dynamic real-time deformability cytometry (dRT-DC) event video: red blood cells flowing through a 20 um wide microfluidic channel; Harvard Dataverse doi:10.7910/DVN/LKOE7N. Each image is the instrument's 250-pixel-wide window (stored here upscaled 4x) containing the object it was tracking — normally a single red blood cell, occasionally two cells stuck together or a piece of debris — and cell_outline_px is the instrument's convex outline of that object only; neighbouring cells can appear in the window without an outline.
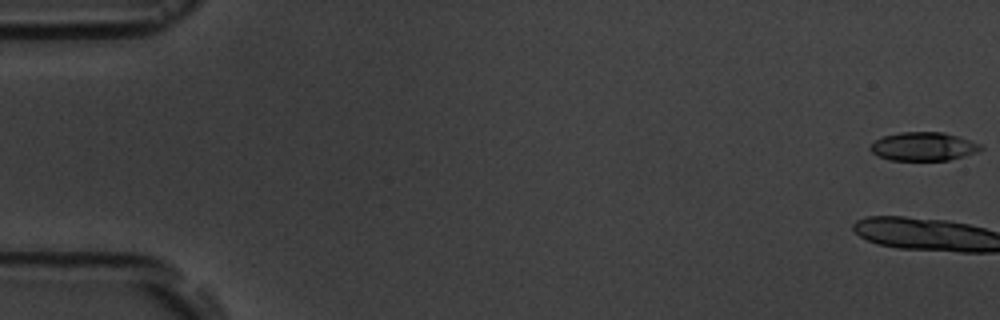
{"species": "common noctule bat (a hibernating species)", "species_latin": "Nyctalus noctula", "temperature_condition": "room temperature", "stored_images_in_passage": 9, "camera_frame_rate_fps": 3000, "um_per_image_px": 0.085, "animal": {"sex": "male", "body_mass_g": 19.5, "forearm_length_mm": 54.6}, "frame": {"image": 1, "passage_image": 1, "time_ms": 0.0, "image_size_px": [1000, 320], "cell_outline_px": [[984, 148], [976, 152], [964, 156], [948, 160], [888, 160], [872, 152], [868, 148], [876, 140], [884, 136], [900, 132], [944, 132], [980, 144]], "centroid_in_image_um": [78.48, 12.45], "position_along_channel_um": 6.5, "area_um2": 18.15}}
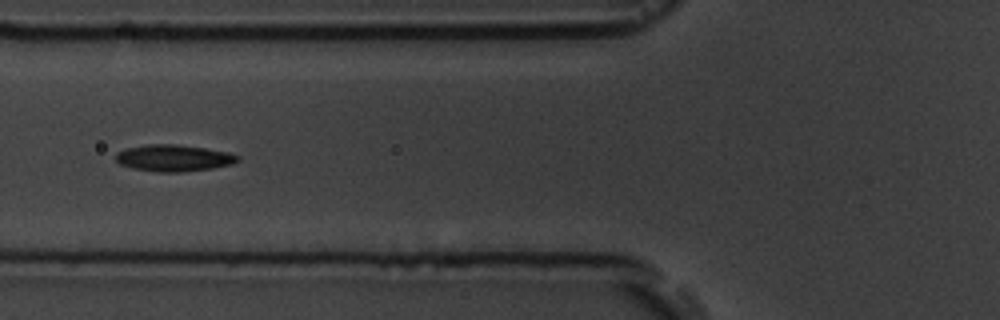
{"frame": {"image": 2, "passage_image": 7, "time_ms": 7.667, "image_size_px": [1000, 320], "cell_outline_px": [[240, 160], [232, 164], [212, 168], [180, 172], [156, 172], [132, 168], [120, 164], [116, 160], [116, 152], [124, 148], [148, 144], [176, 144], [204, 148], [228, 152], [240, 156]], "centroid_in_image_um": [14.75, 13.43], "position_along_channel_um": 111.1, "area_um2": 19.02}}
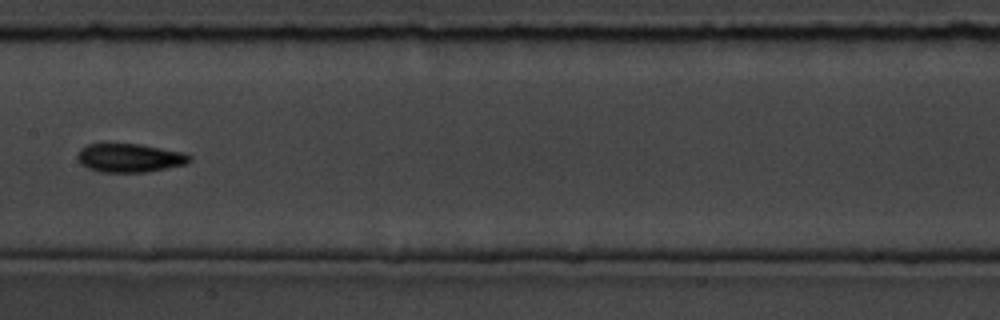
{"frame": {"image": 3, "passage_image": 9, "time_ms": 10.0, "image_size_px": [1000, 320], "cell_outline_px": [[192, 160], [184, 164], [148, 172], [100, 172], [88, 168], [80, 164], [76, 156], [80, 148], [88, 144], [108, 140], [140, 144], [184, 152], [192, 156]], "centroid_in_image_um": [10.95, 13.37], "position_along_channel_um": 196.4, "area_um2": 19.54}}